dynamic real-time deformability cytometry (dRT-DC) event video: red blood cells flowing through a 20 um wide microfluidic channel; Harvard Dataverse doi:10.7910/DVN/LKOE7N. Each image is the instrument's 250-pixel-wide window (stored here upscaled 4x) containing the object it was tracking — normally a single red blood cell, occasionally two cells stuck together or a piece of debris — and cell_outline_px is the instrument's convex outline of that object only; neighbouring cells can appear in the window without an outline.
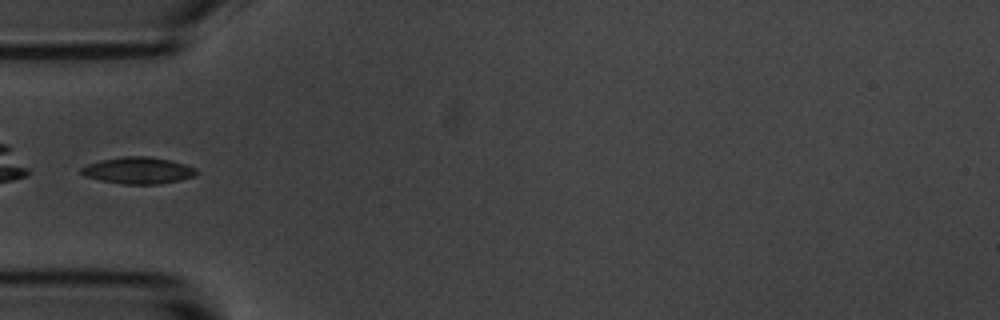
{"species": "common noctule bat (a hibernating species)", "species_latin": "Nyctalus noctula", "temperature_condition": "room temperature", "stored_images_in_passage": 5, "camera_frame_rate_fps": 3000, "um_per_image_px": 0.085, "animal": {"sex": "male", "body_mass_g": 20.1, "forearm_length_mm": 53.5}, "frame": {"image": 1, "passage_image": 5, "time_ms": 4.667, "image_size_px": [1000, 320], "cell_outline_px": [[200, 172], [196, 176], [180, 180], [156, 184], [124, 184], [100, 180], [84, 176], [80, 172], [80, 168], [88, 164], [100, 160], [124, 156], [148, 156], [172, 160], [196, 168]], "centroid_in_image_um": [11.77, 14.48], "position_along_channel_um": 73.2, "area_um2": 18.03}}